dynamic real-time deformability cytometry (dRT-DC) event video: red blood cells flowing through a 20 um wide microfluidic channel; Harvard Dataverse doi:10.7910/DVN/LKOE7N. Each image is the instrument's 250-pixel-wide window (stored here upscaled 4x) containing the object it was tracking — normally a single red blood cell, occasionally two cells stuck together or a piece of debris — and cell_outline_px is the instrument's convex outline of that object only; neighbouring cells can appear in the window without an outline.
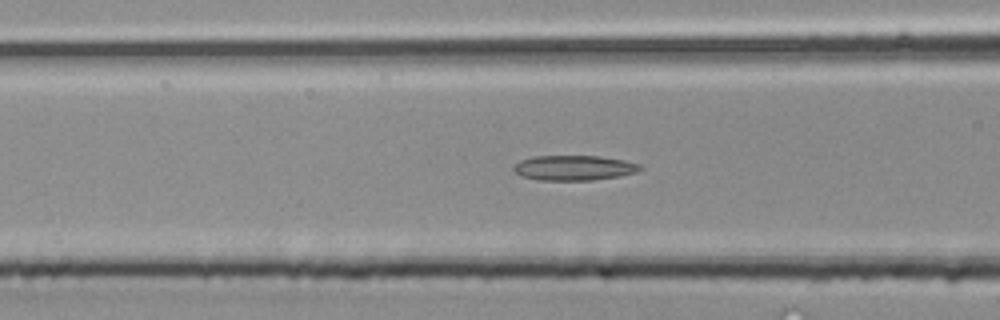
{"species": "common noctule bat (a hibernating species)", "species_latin": "Nyctalus noctula", "temperature_condition": "room temperature", "stored_images_in_passage": 29, "camera_frame_rate_fps": 3000, "um_per_image_px": 0.085, "animal": {"sex": "male", "body_mass_g": 20.4}, "frame": {"image": 1, "passage_image": 8, "time_ms": 2.333, "image_size_px": [1000, 320], "cell_outline_px": [[644, 168], [636, 172], [620, 176], [592, 180], [540, 180], [520, 176], [512, 168], [520, 160], [532, 156], [600, 156], [624, 160], [640, 164]], "centroid_in_image_um": [48.8, 14.26], "position_along_channel_um": 117.8, "area_um2": 18.5}}
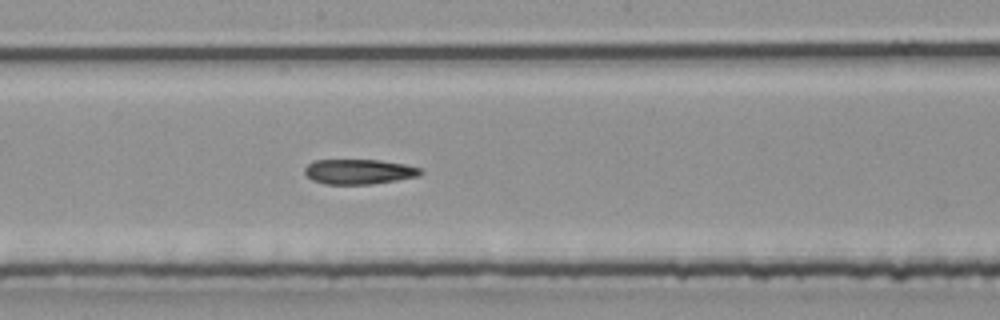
{"frame": {"image": 2, "passage_image": 14, "time_ms": 4.333, "image_size_px": [1000, 320], "cell_outline_px": [[424, 172], [416, 176], [396, 180], [372, 184], [324, 184], [312, 180], [304, 172], [304, 168], [312, 160], [380, 160], [404, 164], [420, 168]], "centroid_in_image_um": [30.47, 14.59], "position_along_channel_um": 217.7, "area_um2": 16.82}}
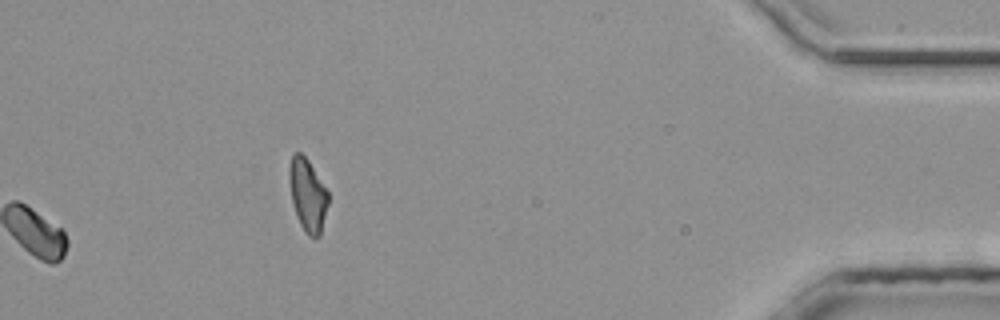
{"frame": {"image": 3, "passage_image": 29, "time_ms": 9.333, "image_size_px": [1000, 320], "cell_outline_px": [[328, 204], [320, 236], [316, 240], [308, 236], [304, 232], [296, 216], [292, 200], [288, 180], [288, 168], [292, 156], [296, 152], [300, 152], [308, 160], [328, 192]], "centroid_in_image_um": [26.14, 16.62], "position_along_channel_um": 409.1, "area_um2": 16.59}}